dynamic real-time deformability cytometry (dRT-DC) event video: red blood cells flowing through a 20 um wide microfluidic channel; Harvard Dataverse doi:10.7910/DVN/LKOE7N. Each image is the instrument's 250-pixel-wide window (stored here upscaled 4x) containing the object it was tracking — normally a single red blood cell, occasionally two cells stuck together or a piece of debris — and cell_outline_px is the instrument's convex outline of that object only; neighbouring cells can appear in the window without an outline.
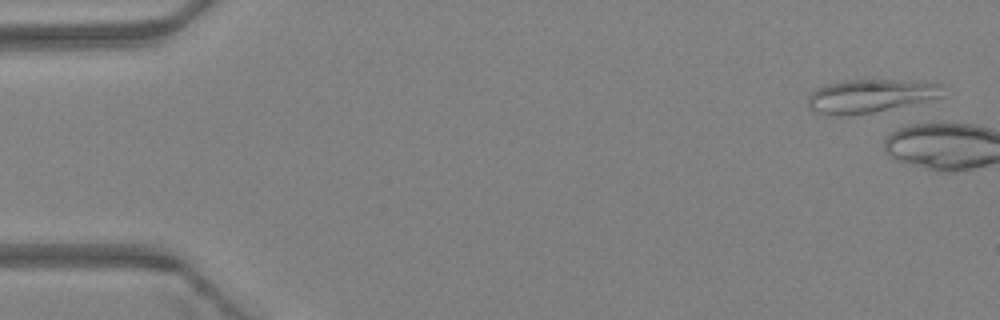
{"species": "Egyptian fruit bat (a non-hibernating species)", "species_latin": "Rousettus aegyptiacus", "temperature_condition": "warm", "stored_images_in_passage": 4, "camera_frame_rate_fps": 3000, "um_per_image_px": 0.085, "animal": {"sex": "female"}, "frame": {"image": 1, "passage_image": 2, "time_ms": 0.333, "image_size_px": [1000, 320], "cell_outline_px": [[944, 96], [872, 112], [848, 116], [828, 116], [816, 112], [808, 104], [808, 96], [816, 88], [824, 84], [840, 80], [924, 80], [944, 84]], "centroid_in_image_um": [73.98, 8.13], "position_along_channel_um": 11.0, "area_um2": 26.59}}